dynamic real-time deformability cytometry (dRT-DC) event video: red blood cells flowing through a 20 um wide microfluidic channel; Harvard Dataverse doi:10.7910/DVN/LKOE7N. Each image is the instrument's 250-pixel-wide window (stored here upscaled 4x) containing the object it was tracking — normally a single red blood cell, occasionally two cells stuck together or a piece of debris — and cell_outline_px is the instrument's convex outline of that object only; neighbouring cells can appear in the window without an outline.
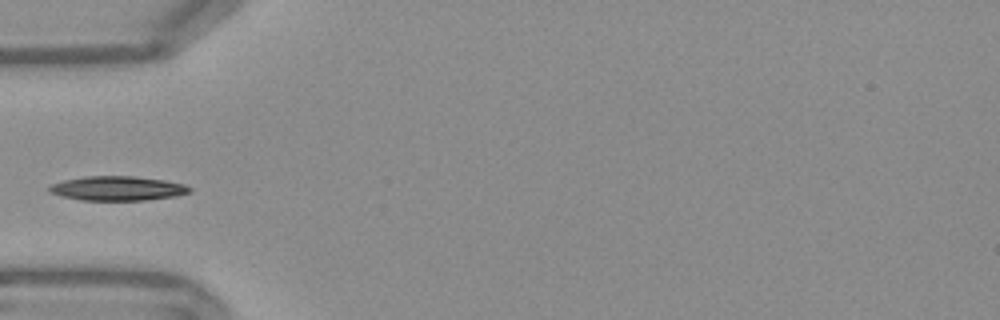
{"species": "Egyptian fruit bat (a non-hibernating species)", "species_latin": "Rousettus aegyptiacus", "temperature_condition": "warm", "stored_images_in_passage": 25, "camera_frame_rate_fps": 3000, "um_per_image_px": 0.085, "frame": {"image": 1, "passage_image": 1, "time_ms": 0.0, "image_size_px": [1000, 320], "cell_outline_px": [[192, 192], [176, 196], [144, 200], [80, 200], [60, 196], [48, 192], [48, 188], [52, 184], [64, 180], [84, 176], [136, 176], [164, 180], [184, 184], [192, 188]], "centroid_in_image_um": [9.99, 16.01], "position_along_channel_um": 75.0, "area_um2": 20.06}}